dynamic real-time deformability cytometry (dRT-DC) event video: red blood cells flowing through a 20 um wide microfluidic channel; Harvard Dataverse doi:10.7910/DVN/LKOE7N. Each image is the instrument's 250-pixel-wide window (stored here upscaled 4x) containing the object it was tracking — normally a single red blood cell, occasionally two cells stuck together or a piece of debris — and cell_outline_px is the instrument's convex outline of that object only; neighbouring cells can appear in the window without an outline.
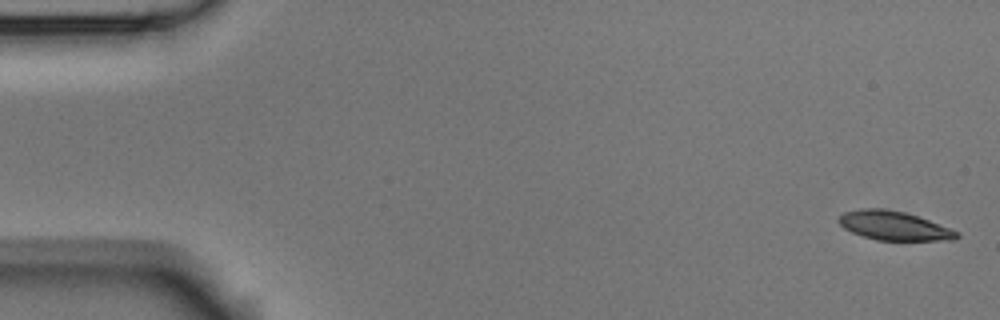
{"species": "Egyptian fruit bat (a non-hibernating species)", "species_latin": "Rousettus aegyptiacus", "temperature_condition": "room temperature", "stored_images_in_passage": 8, "camera_frame_rate_fps": 3000, "um_per_image_px": 0.085, "animal": {"sex": "male"}, "frame": {"image": 1, "passage_image": 1, "time_ms": 0.0, "image_size_px": [1000, 320], "cell_outline_px": [[960, 236], [956, 240], [876, 240], [852, 232], [844, 228], [836, 220], [844, 212], [860, 208], [880, 208], [904, 212], [928, 220], [960, 232]], "centroid_in_image_um": [75.98, 19.19], "position_along_channel_um": 9.0, "area_um2": 19.83}}
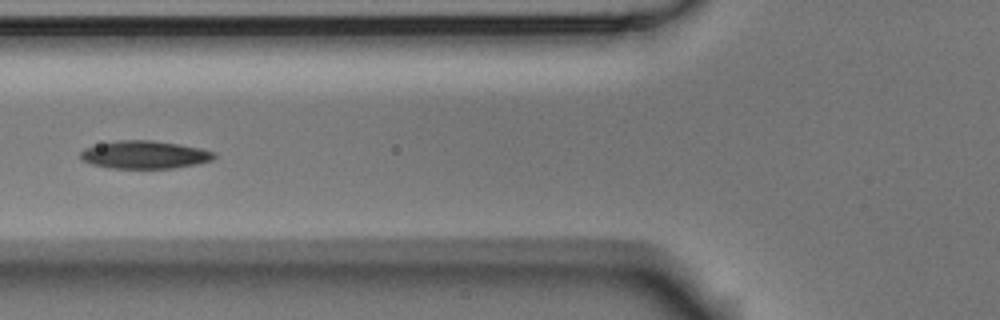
{"frame": {"image": 2, "passage_image": 5, "time_ms": 1.333, "image_size_px": [1000, 320], "cell_outline_px": [[216, 156], [212, 160], [196, 164], [172, 168], [108, 168], [92, 164], [80, 160], [80, 152], [84, 148], [116, 140], [152, 140], [180, 144], [200, 148], [216, 152]], "centroid_in_image_um": [12.28, 13.15], "position_along_channel_um": 113.5, "area_um2": 21.79}}
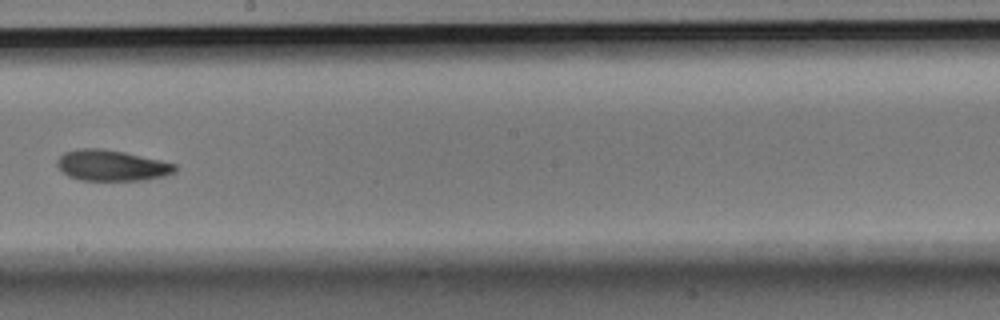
{"frame": {"image": 3, "passage_image": 8, "time_ms": 2.333, "image_size_px": [1000, 320], "cell_outline_px": [[176, 172], [164, 176], [148, 180], [80, 180], [68, 176], [56, 164], [56, 160], [64, 152], [80, 148], [100, 148], [124, 152], [160, 160], [176, 164]], "centroid_in_image_um": [9.5, 14.06], "position_along_channel_um": 238.7, "area_um2": 21.21}}